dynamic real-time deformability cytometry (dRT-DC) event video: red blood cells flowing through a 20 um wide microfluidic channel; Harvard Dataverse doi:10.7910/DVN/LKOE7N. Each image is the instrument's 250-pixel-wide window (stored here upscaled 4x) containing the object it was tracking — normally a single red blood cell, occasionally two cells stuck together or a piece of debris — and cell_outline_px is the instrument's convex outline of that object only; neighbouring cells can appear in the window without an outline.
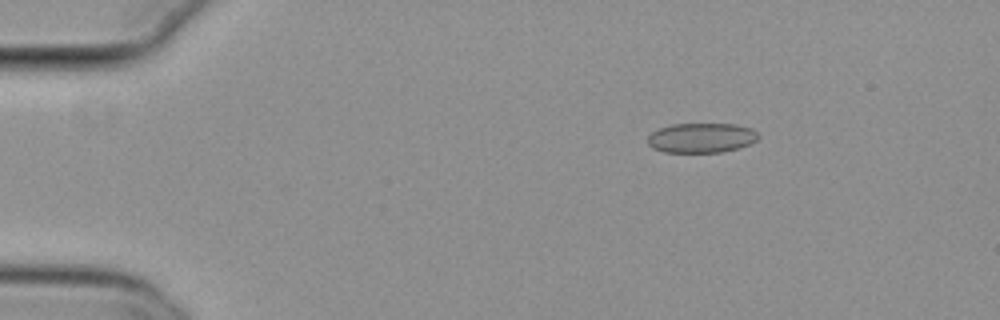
{"species": "common noctule bat (a hibernating species)", "species_latin": "Nyctalus noctula", "temperature_condition": "cold", "stored_images_in_passage": 55, "camera_frame_rate_fps": 3000, "um_per_image_px": 0.085, "animal": {"sex": "female", "body_mass_g": 29.2, "forearm_length_mm": 56.3}, "frame": {"image": 1, "passage_image": 9, "time_ms": 2.667, "image_size_px": [1000, 320], "cell_outline_px": [[760, 136], [756, 140], [740, 148], [724, 152], [664, 152], [652, 148], [648, 144], [648, 136], [652, 132], [660, 128], [672, 124], [736, 124], [752, 128]], "centroid_in_image_um": [59.63, 11.72], "position_along_channel_um": 25.4, "area_um2": 19.25}}
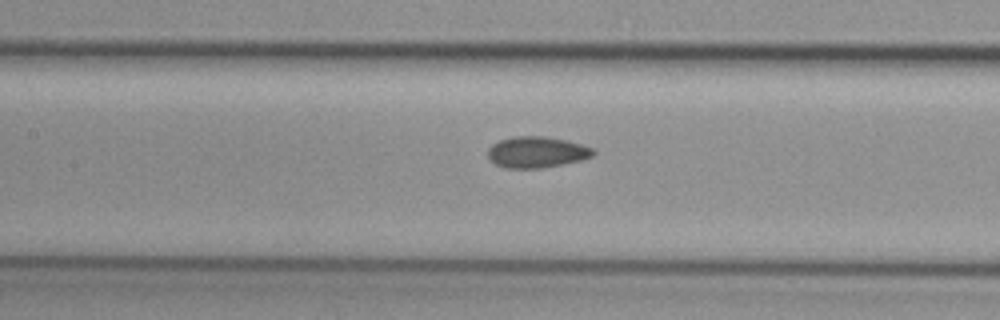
{"frame": {"image": 2, "passage_image": 26, "time_ms": 8.333, "image_size_px": [1000, 320], "cell_outline_px": [[596, 152], [592, 156], [584, 160], [544, 168], [504, 168], [496, 164], [488, 156], [488, 148], [492, 144], [500, 140], [512, 136], [544, 136], [568, 140], [592, 148]], "centroid_in_image_um": [45.64, 12.93], "position_along_channel_um": 161.8, "area_um2": 19.31}}
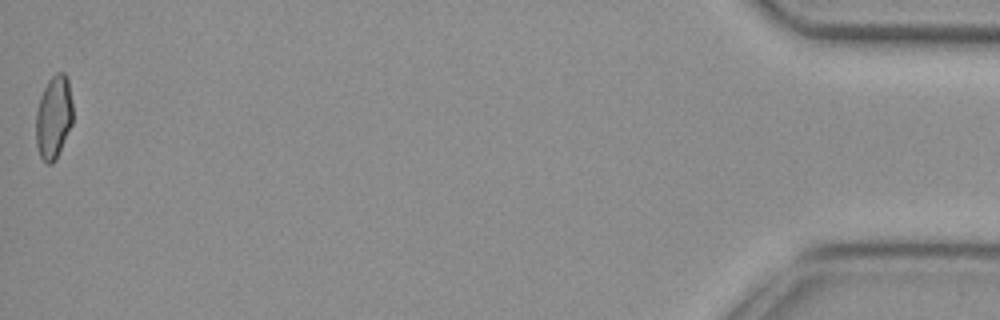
{"frame": {"image": 3, "passage_image": 55, "time_ms": 18.0, "image_size_px": [1000, 320], "cell_outline_px": [[72, 124], [56, 160], [52, 164], [48, 164], [40, 156], [36, 144], [36, 112], [40, 96], [48, 80], [56, 72], [64, 72], [68, 80], [72, 104]], "centroid_in_image_um": [4.56, 9.96], "position_along_channel_um": 430.6, "area_um2": 17.92}, "authors_computed_cell_mechanics": {"area_um2": 18.9006, "velocity_mm_per_s": 3.7922, "shape_relaxation_time_tau1_ms": null, "shape_relaxation_time_tau2_ms": 4.2345, "deformation_change_tau1": null, "deformation_change_tau2": 0.0919}}